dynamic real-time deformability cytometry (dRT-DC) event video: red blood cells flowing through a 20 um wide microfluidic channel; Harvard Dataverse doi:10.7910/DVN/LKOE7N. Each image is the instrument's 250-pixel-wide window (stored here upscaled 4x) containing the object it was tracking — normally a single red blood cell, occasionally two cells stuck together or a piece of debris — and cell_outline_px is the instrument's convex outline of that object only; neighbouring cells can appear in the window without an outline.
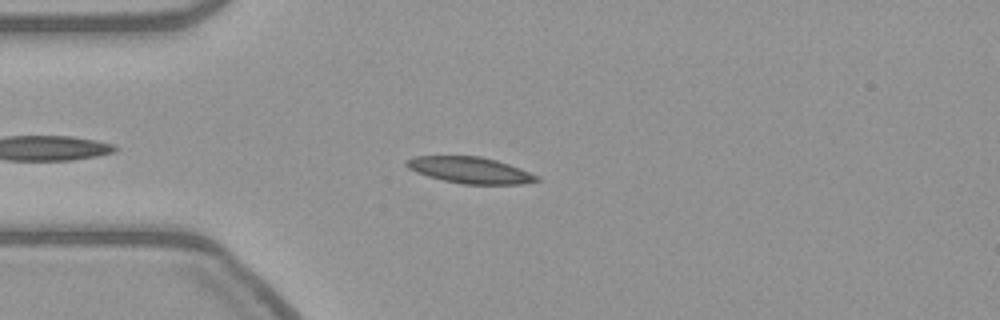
{"species": "common noctule bat (a hibernating species)", "species_latin": "Nyctalus noctula", "temperature_condition": "warm", "stored_images_in_passage": 43, "camera_frame_rate_fps": 3000, "um_per_image_px": 0.085, "animal": {"sex": "female", "body_mass_g": 21.9}, "frame": {"image": 1, "passage_image": 7, "time_ms": 2.0, "image_size_px": [1000, 320], "cell_outline_px": [[540, 180], [524, 184], [460, 184], [428, 176], [416, 172], [408, 168], [404, 164], [404, 160], [416, 156], [480, 156], [496, 160], [520, 168], [540, 176]], "centroid_in_image_um": [39.96, 14.46], "position_along_channel_um": 45.0, "area_um2": 20.06}}
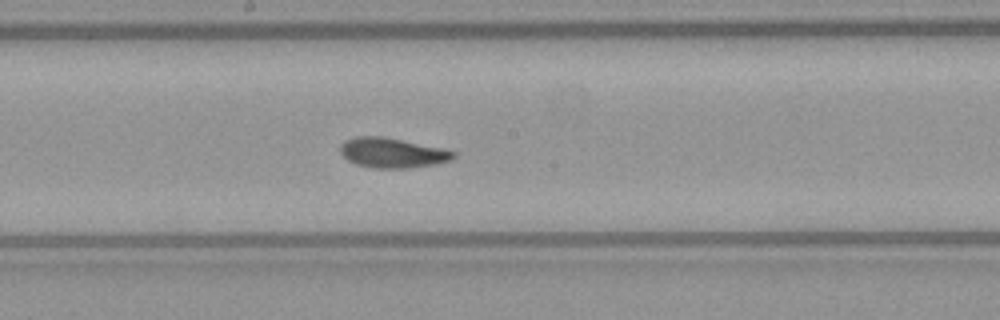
{"frame": {"image": 2, "passage_image": 22, "time_ms": 7.0, "image_size_px": [1000, 320], "cell_outline_px": [[456, 156], [452, 160], [436, 164], [408, 168], [376, 168], [356, 164], [348, 160], [340, 152], [340, 144], [344, 140], [356, 136], [384, 136], [444, 148], [456, 152]], "centroid_in_image_um": [33.37, 12.98], "position_along_channel_um": 214.8, "area_um2": 19.94}}
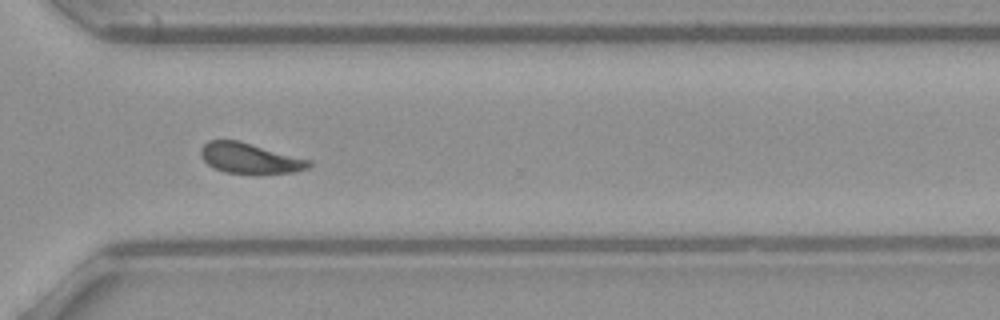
{"frame": {"image": 3, "passage_image": 33, "time_ms": 10.667, "image_size_px": [1000, 320], "cell_outline_px": [[312, 164], [308, 168], [292, 172], [224, 172], [208, 164], [200, 156], [200, 148], [208, 140], [240, 140], [312, 160]], "centroid_in_image_um": [21.23, 13.41], "position_along_channel_um": 349.4, "area_um2": 18.9}}